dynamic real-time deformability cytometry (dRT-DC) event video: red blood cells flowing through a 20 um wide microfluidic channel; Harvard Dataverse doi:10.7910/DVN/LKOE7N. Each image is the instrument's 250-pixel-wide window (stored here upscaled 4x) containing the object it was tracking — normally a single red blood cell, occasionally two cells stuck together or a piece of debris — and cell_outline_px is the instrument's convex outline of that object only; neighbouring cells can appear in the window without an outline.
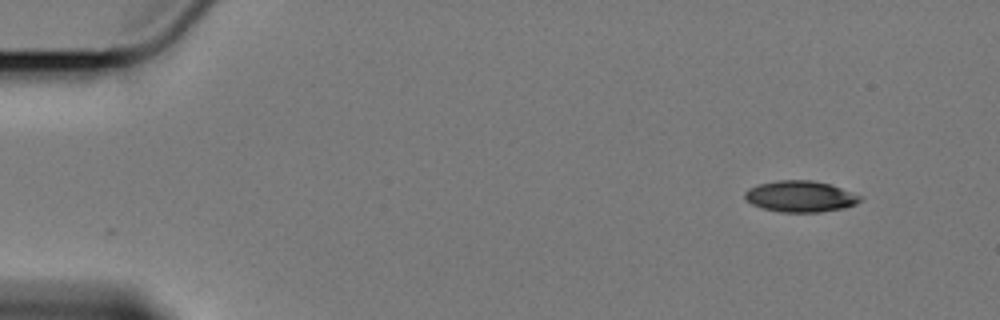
{"species": "Egyptian fruit bat (a non-hibernating species)", "species_latin": "Rousettus aegyptiacus", "temperature_condition": "cold", "stored_images_in_passage": 56, "segment_of_instrument_passage": [1, 2], "camera_frame_rate_fps": 3000, "um_per_image_px": 0.085, "animal": {"sex": "female"}, "frame": {"image": 1, "passage_image": 1, "time_ms": 0.0, "image_size_px": [1000, 320], "cell_outline_px": [[864, 196], [856, 204], [844, 208], [820, 212], [780, 212], [760, 208], [752, 204], [744, 196], [744, 192], [748, 188], [760, 184], [776, 180], [812, 180], [828, 184]], "centroid_in_image_um": [68.02, 16.7], "position_along_channel_um": 17.0, "area_um2": 20.98}}
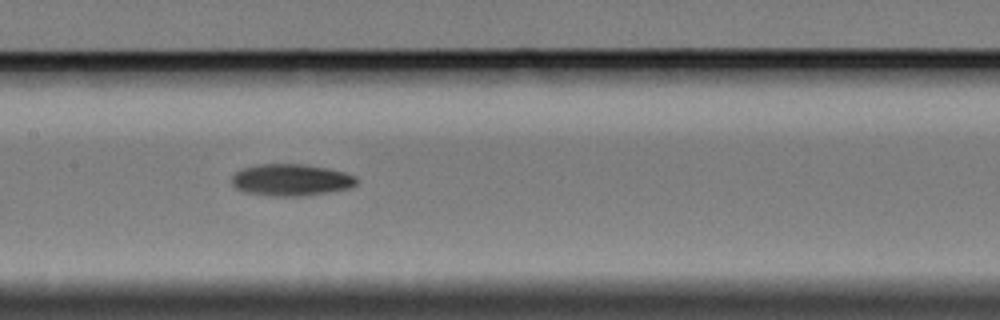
{"frame": {"image": 2, "passage_image": 25, "time_ms": 8.0, "image_size_px": [1000, 320], "cell_outline_px": [[356, 184], [348, 188], [328, 192], [304, 196], [272, 196], [244, 192], [236, 188], [232, 184], [232, 176], [236, 172], [244, 168], [256, 164], [308, 164], [328, 168], [344, 172], [356, 176]], "centroid_in_image_um": [24.73, 15.29], "position_along_channel_um": 182.7, "area_um2": 23.18}}
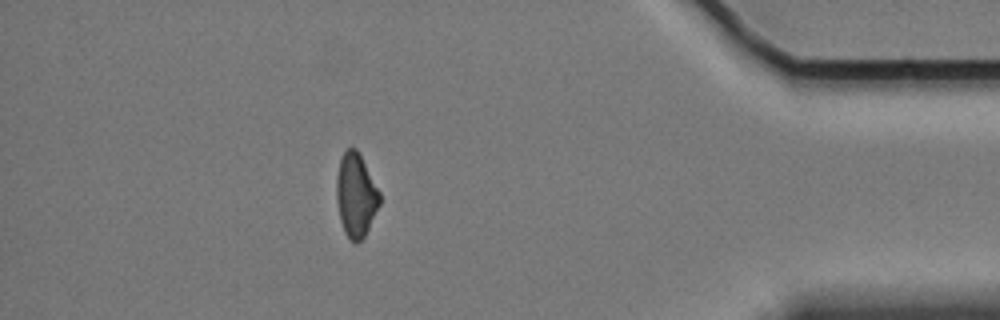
{"frame": {"image": 3, "passage_image": 48, "time_ms": 15.667, "image_size_px": [1000, 320], "cell_outline_px": [[380, 204], [364, 236], [356, 244], [344, 232], [340, 220], [336, 200], [336, 176], [340, 160], [344, 152], [348, 148], [356, 148], [380, 192]], "centroid_in_image_um": [30.23, 16.59], "position_along_channel_um": 405.0, "area_um2": 20.81}}